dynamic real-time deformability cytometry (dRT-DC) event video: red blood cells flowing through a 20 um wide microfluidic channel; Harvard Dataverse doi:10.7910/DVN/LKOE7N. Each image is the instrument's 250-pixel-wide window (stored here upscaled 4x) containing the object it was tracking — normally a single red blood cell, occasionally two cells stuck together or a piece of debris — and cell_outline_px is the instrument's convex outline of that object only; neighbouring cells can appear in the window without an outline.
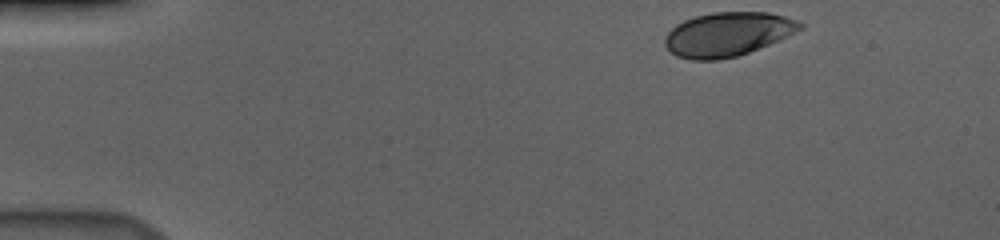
{"species": "human", "species_latin": "Homo sapiens", "temperature_condition": "cold", "stored_images_in_passage": 41, "camera_frame_rate_fps": 3000, "um_per_image_px": 0.085, "donor": {"sex": "male"}, "frame": {"image": 1, "passage_image": 1, "time_ms": 0.0, "image_size_px": [1000, 240], "cell_outline_px": [[804, 28], [780, 40], [748, 52], [736, 56], [716, 60], [692, 60], [676, 56], [664, 44], [664, 36], [676, 24], [684, 20], [696, 16], [712, 12], [768, 12], [784, 16], [796, 20], [804, 24]], "centroid_in_image_um": [61.85, 2.9], "position_along_channel_um": 23.1, "area_um2": 34.68}}
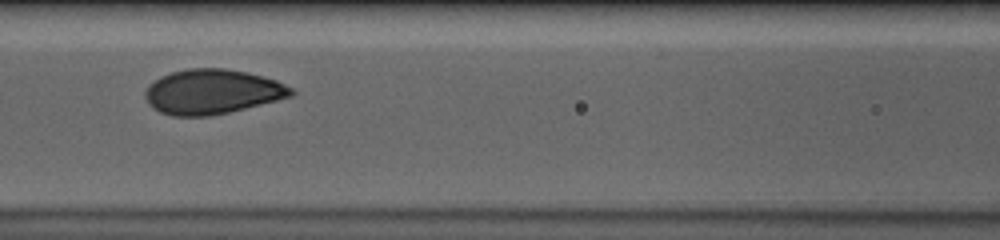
{"frame": {"image": 2, "passage_image": 19, "time_ms": 6.0, "image_size_px": [1000, 240], "cell_outline_px": [[296, 92], [292, 96], [212, 116], [172, 116], [160, 112], [152, 108], [148, 104], [144, 92], [160, 76], [172, 72], [188, 68], [224, 68], [248, 72], [276, 80], [292, 88]], "centroid_in_image_um": [18.03, 7.8], "position_along_channel_um": 148.6, "area_um2": 37.92}}
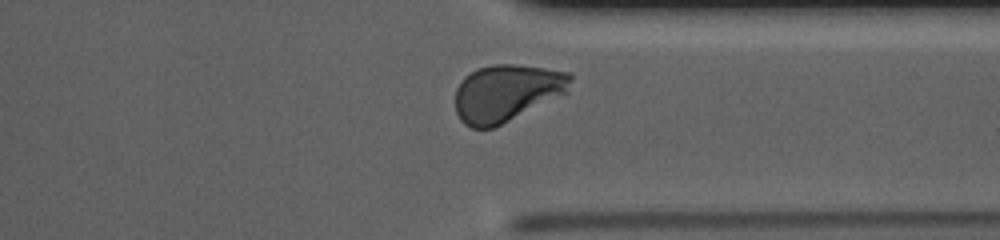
{"frame": {"image": 3, "passage_image": 37, "time_ms": 12.0, "image_size_px": [1000, 240], "cell_outline_px": [[572, 80], [568, 92], [492, 128], [472, 128], [464, 124], [460, 120], [456, 112], [456, 88], [460, 80], [464, 76], [476, 68], [492, 64], [516, 64], [572, 72]], "centroid_in_image_um": [43.05, 7.87], "position_along_channel_um": 368.3, "area_um2": 38.38}, "authors_computed_cell_mechanics": {"area_um2": 37.57, "velocity_mm_per_s": 3.6659, "shape_relaxation_time_tau1_ms": 2.7407, "shape_relaxation_time_tau2_ms": null, "deformation_change_tau1": 0.1287, "deformation_change_tau2": null}}